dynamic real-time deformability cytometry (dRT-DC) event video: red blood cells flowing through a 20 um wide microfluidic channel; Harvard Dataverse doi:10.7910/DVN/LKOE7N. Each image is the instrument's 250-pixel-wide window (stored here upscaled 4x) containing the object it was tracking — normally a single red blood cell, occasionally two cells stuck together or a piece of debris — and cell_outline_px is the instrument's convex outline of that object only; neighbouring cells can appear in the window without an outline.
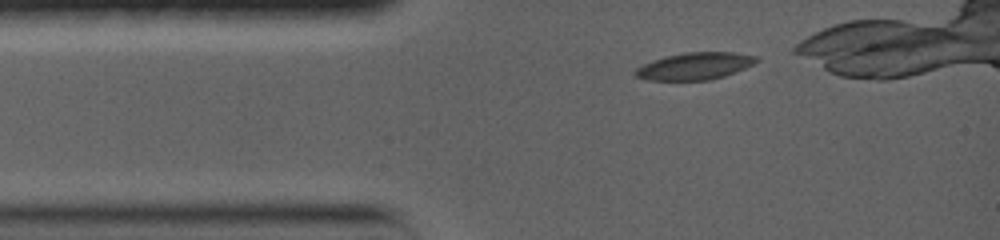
{"species": "common noctule bat (a hibernating species)", "species_latin": "Nyctalus noctula", "temperature_condition": "warm", "stored_images_in_passage": 64, "camera_frame_rate_fps": 5000, "um_per_image_px": 0.085, "animal": {"sex": "female", "body_mass_g": 19.0, "forearm_length_mm": 56.7}, "frame": {"image": 1, "passage_image": 2, "time_ms": 0.2, "image_size_px": [1000, 240], "cell_outline_px": [[760, 60], [744, 68], [724, 76], [708, 80], [648, 80], [636, 76], [632, 72], [636, 68], [652, 60], [664, 56], [684, 52], [732, 52], [760, 56]], "centroid_in_image_um": [59.05, 5.6], "position_along_channel_um": 25.9, "area_um2": 19.19}}
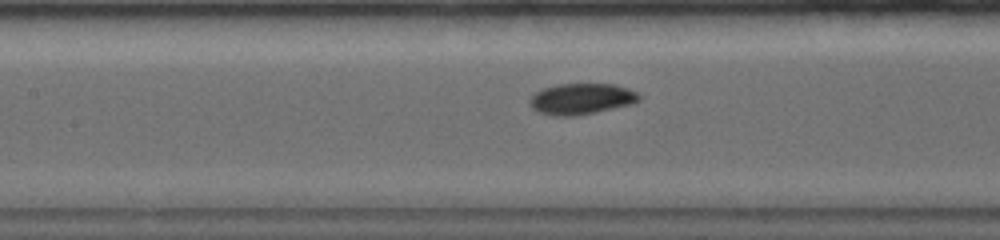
{"frame": {"image": 2, "passage_image": 23, "time_ms": 4.4, "image_size_px": [1000, 240], "cell_outline_px": [[640, 100], [632, 104], [596, 112], [576, 116], [552, 116], [536, 112], [528, 104], [528, 100], [540, 88], [556, 84], [616, 84], [628, 88], [636, 92], [640, 96]], "centroid_in_image_um": [49.37, 8.41], "position_along_channel_um": 158.0, "area_um2": 20.11}}
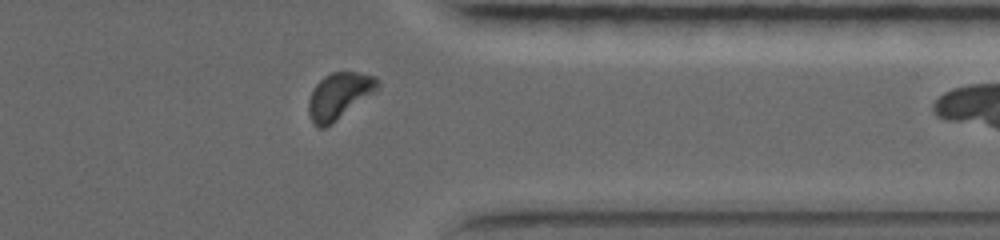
{"frame": {"image": 3, "passage_image": 56, "time_ms": 10.6, "image_size_px": [1000, 240], "cell_outline_px": [[380, 84], [376, 92], [332, 124], [324, 128], [316, 128], [312, 124], [308, 112], [308, 100], [316, 84], [324, 76], [332, 72], [356, 72], [376, 76], [380, 80]], "centroid_in_image_um": [28.84, 8.16], "position_along_channel_um": 382.6, "area_um2": 18.96}, "authors_computed_cell_mechanics": {"area_um2": 19.3052, "velocity_mm_per_s": 3.6819, "shape_relaxation_time_tau1_ms": 4.6947, "shape_relaxation_time_tau2_ms": null, "deformation_change_tau1": 0.1257, "deformation_change_tau2": null}}